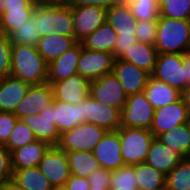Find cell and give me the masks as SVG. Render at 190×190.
I'll list each match as a JSON object with an SVG mask.
<instances>
[{
    "mask_svg": "<svg viewBox=\"0 0 190 190\" xmlns=\"http://www.w3.org/2000/svg\"><path fill=\"white\" fill-rule=\"evenodd\" d=\"M90 186L103 187L109 189L111 181V171L103 167L98 168L96 171L91 173L87 178Z\"/></svg>",
    "mask_w": 190,
    "mask_h": 190,
    "instance_id": "obj_44",
    "label": "cell"
},
{
    "mask_svg": "<svg viewBox=\"0 0 190 190\" xmlns=\"http://www.w3.org/2000/svg\"><path fill=\"white\" fill-rule=\"evenodd\" d=\"M38 2L36 0H4L0 17L2 34L8 36L32 17Z\"/></svg>",
    "mask_w": 190,
    "mask_h": 190,
    "instance_id": "obj_14",
    "label": "cell"
},
{
    "mask_svg": "<svg viewBox=\"0 0 190 190\" xmlns=\"http://www.w3.org/2000/svg\"><path fill=\"white\" fill-rule=\"evenodd\" d=\"M135 36L137 41L155 46L157 20L137 21Z\"/></svg>",
    "mask_w": 190,
    "mask_h": 190,
    "instance_id": "obj_40",
    "label": "cell"
},
{
    "mask_svg": "<svg viewBox=\"0 0 190 190\" xmlns=\"http://www.w3.org/2000/svg\"><path fill=\"white\" fill-rule=\"evenodd\" d=\"M81 52V42L65 51L56 60L48 64L47 82L64 80L78 73L77 63Z\"/></svg>",
    "mask_w": 190,
    "mask_h": 190,
    "instance_id": "obj_21",
    "label": "cell"
},
{
    "mask_svg": "<svg viewBox=\"0 0 190 190\" xmlns=\"http://www.w3.org/2000/svg\"><path fill=\"white\" fill-rule=\"evenodd\" d=\"M121 155L125 165H135L146 160L154 135L149 129L119 127Z\"/></svg>",
    "mask_w": 190,
    "mask_h": 190,
    "instance_id": "obj_4",
    "label": "cell"
},
{
    "mask_svg": "<svg viewBox=\"0 0 190 190\" xmlns=\"http://www.w3.org/2000/svg\"><path fill=\"white\" fill-rule=\"evenodd\" d=\"M51 145L42 140L17 148L11 152L12 169L37 167Z\"/></svg>",
    "mask_w": 190,
    "mask_h": 190,
    "instance_id": "obj_25",
    "label": "cell"
},
{
    "mask_svg": "<svg viewBox=\"0 0 190 190\" xmlns=\"http://www.w3.org/2000/svg\"><path fill=\"white\" fill-rule=\"evenodd\" d=\"M38 3L66 4L68 0H36Z\"/></svg>",
    "mask_w": 190,
    "mask_h": 190,
    "instance_id": "obj_51",
    "label": "cell"
},
{
    "mask_svg": "<svg viewBox=\"0 0 190 190\" xmlns=\"http://www.w3.org/2000/svg\"><path fill=\"white\" fill-rule=\"evenodd\" d=\"M3 5H4V0H0V17L3 13Z\"/></svg>",
    "mask_w": 190,
    "mask_h": 190,
    "instance_id": "obj_53",
    "label": "cell"
},
{
    "mask_svg": "<svg viewBox=\"0 0 190 190\" xmlns=\"http://www.w3.org/2000/svg\"><path fill=\"white\" fill-rule=\"evenodd\" d=\"M37 139L31 127L21 119L17 120L7 143L4 145L11 153L13 150L35 142Z\"/></svg>",
    "mask_w": 190,
    "mask_h": 190,
    "instance_id": "obj_36",
    "label": "cell"
},
{
    "mask_svg": "<svg viewBox=\"0 0 190 190\" xmlns=\"http://www.w3.org/2000/svg\"><path fill=\"white\" fill-rule=\"evenodd\" d=\"M107 9L95 6L72 7L73 32L77 42H81L106 22Z\"/></svg>",
    "mask_w": 190,
    "mask_h": 190,
    "instance_id": "obj_9",
    "label": "cell"
},
{
    "mask_svg": "<svg viewBox=\"0 0 190 190\" xmlns=\"http://www.w3.org/2000/svg\"><path fill=\"white\" fill-rule=\"evenodd\" d=\"M37 167L48 178L53 187H64L72 175L66 152L57 146H51L47 150Z\"/></svg>",
    "mask_w": 190,
    "mask_h": 190,
    "instance_id": "obj_12",
    "label": "cell"
},
{
    "mask_svg": "<svg viewBox=\"0 0 190 190\" xmlns=\"http://www.w3.org/2000/svg\"><path fill=\"white\" fill-rule=\"evenodd\" d=\"M17 116L12 112L0 113V144L5 145L17 123Z\"/></svg>",
    "mask_w": 190,
    "mask_h": 190,
    "instance_id": "obj_42",
    "label": "cell"
},
{
    "mask_svg": "<svg viewBox=\"0 0 190 190\" xmlns=\"http://www.w3.org/2000/svg\"><path fill=\"white\" fill-rule=\"evenodd\" d=\"M12 180L24 190H53V185L38 167L13 170Z\"/></svg>",
    "mask_w": 190,
    "mask_h": 190,
    "instance_id": "obj_30",
    "label": "cell"
},
{
    "mask_svg": "<svg viewBox=\"0 0 190 190\" xmlns=\"http://www.w3.org/2000/svg\"><path fill=\"white\" fill-rule=\"evenodd\" d=\"M154 109L172 104L181 99V92L150 75L143 90Z\"/></svg>",
    "mask_w": 190,
    "mask_h": 190,
    "instance_id": "obj_26",
    "label": "cell"
},
{
    "mask_svg": "<svg viewBox=\"0 0 190 190\" xmlns=\"http://www.w3.org/2000/svg\"><path fill=\"white\" fill-rule=\"evenodd\" d=\"M157 138L173 151L181 153L185 158L190 157V129L188 123L176 126Z\"/></svg>",
    "mask_w": 190,
    "mask_h": 190,
    "instance_id": "obj_31",
    "label": "cell"
},
{
    "mask_svg": "<svg viewBox=\"0 0 190 190\" xmlns=\"http://www.w3.org/2000/svg\"><path fill=\"white\" fill-rule=\"evenodd\" d=\"M157 57L158 51L154 45L137 41L130 48L126 49L119 59L132 63L151 74Z\"/></svg>",
    "mask_w": 190,
    "mask_h": 190,
    "instance_id": "obj_27",
    "label": "cell"
},
{
    "mask_svg": "<svg viewBox=\"0 0 190 190\" xmlns=\"http://www.w3.org/2000/svg\"><path fill=\"white\" fill-rule=\"evenodd\" d=\"M77 41L74 37H65L53 33L41 37L37 43V51L42 56L47 64H50L52 61L56 60L61 56L65 51L73 47Z\"/></svg>",
    "mask_w": 190,
    "mask_h": 190,
    "instance_id": "obj_28",
    "label": "cell"
},
{
    "mask_svg": "<svg viewBox=\"0 0 190 190\" xmlns=\"http://www.w3.org/2000/svg\"><path fill=\"white\" fill-rule=\"evenodd\" d=\"M112 73L128 96L143 92L151 75L146 70L119 58L114 61Z\"/></svg>",
    "mask_w": 190,
    "mask_h": 190,
    "instance_id": "obj_16",
    "label": "cell"
},
{
    "mask_svg": "<svg viewBox=\"0 0 190 190\" xmlns=\"http://www.w3.org/2000/svg\"><path fill=\"white\" fill-rule=\"evenodd\" d=\"M165 190H190V158H184L166 175Z\"/></svg>",
    "mask_w": 190,
    "mask_h": 190,
    "instance_id": "obj_34",
    "label": "cell"
},
{
    "mask_svg": "<svg viewBox=\"0 0 190 190\" xmlns=\"http://www.w3.org/2000/svg\"><path fill=\"white\" fill-rule=\"evenodd\" d=\"M92 154L107 170H116L125 166L121 155V144L117 131H107L101 141L95 146Z\"/></svg>",
    "mask_w": 190,
    "mask_h": 190,
    "instance_id": "obj_18",
    "label": "cell"
},
{
    "mask_svg": "<svg viewBox=\"0 0 190 190\" xmlns=\"http://www.w3.org/2000/svg\"><path fill=\"white\" fill-rule=\"evenodd\" d=\"M183 67L185 68V78L187 79V87L190 86V51L183 54Z\"/></svg>",
    "mask_w": 190,
    "mask_h": 190,
    "instance_id": "obj_48",
    "label": "cell"
},
{
    "mask_svg": "<svg viewBox=\"0 0 190 190\" xmlns=\"http://www.w3.org/2000/svg\"><path fill=\"white\" fill-rule=\"evenodd\" d=\"M66 157L71 174L78 177L88 178L91 173L101 167L92 152L89 151L66 152Z\"/></svg>",
    "mask_w": 190,
    "mask_h": 190,
    "instance_id": "obj_33",
    "label": "cell"
},
{
    "mask_svg": "<svg viewBox=\"0 0 190 190\" xmlns=\"http://www.w3.org/2000/svg\"><path fill=\"white\" fill-rule=\"evenodd\" d=\"M12 159L8 149L0 144V183L12 180Z\"/></svg>",
    "mask_w": 190,
    "mask_h": 190,
    "instance_id": "obj_43",
    "label": "cell"
},
{
    "mask_svg": "<svg viewBox=\"0 0 190 190\" xmlns=\"http://www.w3.org/2000/svg\"><path fill=\"white\" fill-rule=\"evenodd\" d=\"M181 98L183 99L184 104L186 105L189 115H190V86L186 87L181 92Z\"/></svg>",
    "mask_w": 190,
    "mask_h": 190,
    "instance_id": "obj_50",
    "label": "cell"
},
{
    "mask_svg": "<svg viewBox=\"0 0 190 190\" xmlns=\"http://www.w3.org/2000/svg\"><path fill=\"white\" fill-rule=\"evenodd\" d=\"M137 21L158 20L159 0H125Z\"/></svg>",
    "mask_w": 190,
    "mask_h": 190,
    "instance_id": "obj_39",
    "label": "cell"
},
{
    "mask_svg": "<svg viewBox=\"0 0 190 190\" xmlns=\"http://www.w3.org/2000/svg\"><path fill=\"white\" fill-rule=\"evenodd\" d=\"M11 47L8 36H0V78L11 73Z\"/></svg>",
    "mask_w": 190,
    "mask_h": 190,
    "instance_id": "obj_41",
    "label": "cell"
},
{
    "mask_svg": "<svg viewBox=\"0 0 190 190\" xmlns=\"http://www.w3.org/2000/svg\"><path fill=\"white\" fill-rule=\"evenodd\" d=\"M185 157L169 146L164 145L158 138L152 140L145 163L167 175Z\"/></svg>",
    "mask_w": 190,
    "mask_h": 190,
    "instance_id": "obj_20",
    "label": "cell"
},
{
    "mask_svg": "<svg viewBox=\"0 0 190 190\" xmlns=\"http://www.w3.org/2000/svg\"><path fill=\"white\" fill-rule=\"evenodd\" d=\"M53 190H66L64 187H54Z\"/></svg>",
    "mask_w": 190,
    "mask_h": 190,
    "instance_id": "obj_54",
    "label": "cell"
},
{
    "mask_svg": "<svg viewBox=\"0 0 190 190\" xmlns=\"http://www.w3.org/2000/svg\"><path fill=\"white\" fill-rule=\"evenodd\" d=\"M123 0H68L67 4L70 7L95 5L105 9L121 3Z\"/></svg>",
    "mask_w": 190,
    "mask_h": 190,
    "instance_id": "obj_45",
    "label": "cell"
},
{
    "mask_svg": "<svg viewBox=\"0 0 190 190\" xmlns=\"http://www.w3.org/2000/svg\"><path fill=\"white\" fill-rule=\"evenodd\" d=\"M8 38L11 44L37 46L41 36L37 26H35L34 17H30L24 24L11 32Z\"/></svg>",
    "mask_w": 190,
    "mask_h": 190,
    "instance_id": "obj_35",
    "label": "cell"
},
{
    "mask_svg": "<svg viewBox=\"0 0 190 190\" xmlns=\"http://www.w3.org/2000/svg\"><path fill=\"white\" fill-rule=\"evenodd\" d=\"M89 190H109V189H105L103 187H94V186H90Z\"/></svg>",
    "mask_w": 190,
    "mask_h": 190,
    "instance_id": "obj_52",
    "label": "cell"
},
{
    "mask_svg": "<svg viewBox=\"0 0 190 190\" xmlns=\"http://www.w3.org/2000/svg\"><path fill=\"white\" fill-rule=\"evenodd\" d=\"M138 190H165L166 175L145 162L133 165Z\"/></svg>",
    "mask_w": 190,
    "mask_h": 190,
    "instance_id": "obj_32",
    "label": "cell"
},
{
    "mask_svg": "<svg viewBox=\"0 0 190 190\" xmlns=\"http://www.w3.org/2000/svg\"><path fill=\"white\" fill-rule=\"evenodd\" d=\"M32 16L41 37L53 33L74 37L72 7L67 3H38Z\"/></svg>",
    "mask_w": 190,
    "mask_h": 190,
    "instance_id": "obj_2",
    "label": "cell"
},
{
    "mask_svg": "<svg viewBox=\"0 0 190 190\" xmlns=\"http://www.w3.org/2000/svg\"><path fill=\"white\" fill-rule=\"evenodd\" d=\"M117 33L106 21L81 41L84 49L110 52L114 55Z\"/></svg>",
    "mask_w": 190,
    "mask_h": 190,
    "instance_id": "obj_29",
    "label": "cell"
},
{
    "mask_svg": "<svg viewBox=\"0 0 190 190\" xmlns=\"http://www.w3.org/2000/svg\"><path fill=\"white\" fill-rule=\"evenodd\" d=\"M21 120L31 127L37 140L45 141L51 146L58 144L60 134L55 126L52 104L40 113L23 116Z\"/></svg>",
    "mask_w": 190,
    "mask_h": 190,
    "instance_id": "obj_19",
    "label": "cell"
},
{
    "mask_svg": "<svg viewBox=\"0 0 190 190\" xmlns=\"http://www.w3.org/2000/svg\"><path fill=\"white\" fill-rule=\"evenodd\" d=\"M130 189H138L134 166L125 165L116 170H112L109 190Z\"/></svg>",
    "mask_w": 190,
    "mask_h": 190,
    "instance_id": "obj_37",
    "label": "cell"
},
{
    "mask_svg": "<svg viewBox=\"0 0 190 190\" xmlns=\"http://www.w3.org/2000/svg\"><path fill=\"white\" fill-rule=\"evenodd\" d=\"M189 120L188 109L181 98L172 104L155 109L149 130L157 138L176 126L189 123Z\"/></svg>",
    "mask_w": 190,
    "mask_h": 190,
    "instance_id": "obj_10",
    "label": "cell"
},
{
    "mask_svg": "<svg viewBox=\"0 0 190 190\" xmlns=\"http://www.w3.org/2000/svg\"><path fill=\"white\" fill-rule=\"evenodd\" d=\"M29 87V84L12 75L0 78V112L14 113Z\"/></svg>",
    "mask_w": 190,
    "mask_h": 190,
    "instance_id": "obj_22",
    "label": "cell"
},
{
    "mask_svg": "<svg viewBox=\"0 0 190 190\" xmlns=\"http://www.w3.org/2000/svg\"><path fill=\"white\" fill-rule=\"evenodd\" d=\"M53 100V89L50 83L31 85L26 96L17 105L14 114L21 119L29 114L40 113L45 107L50 106Z\"/></svg>",
    "mask_w": 190,
    "mask_h": 190,
    "instance_id": "obj_17",
    "label": "cell"
},
{
    "mask_svg": "<svg viewBox=\"0 0 190 190\" xmlns=\"http://www.w3.org/2000/svg\"><path fill=\"white\" fill-rule=\"evenodd\" d=\"M190 45V20L158 17L155 48L158 54H184Z\"/></svg>",
    "mask_w": 190,
    "mask_h": 190,
    "instance_id": "obj_3",
    "label": "cell"
},
{
    "mask_svg": "<svg viewBox=\"0 0 190 190\" xmlns=\"http://www.w3.org/2000/svg\"><path fill=\"white\" fill-rule=\"evenodd\" d=\"M154 111L144 91L129 95L121 110L120 127L150 129Z\"/></svg>",
    "mask_w": 190,
    "mask_h": 190,
    "instance_id": "obj_6",
    "label": "cell"
},
{
    "mask_svg": "<svg viewBox=\"0 0 190 190\" xmlns=\"http://www.w3.org/2000/svg\"><path fill=\"white\" fill-rule=\"evenodd\" d=\"M0 190H24L19 185H17L13 180H9L0 183Z\"/></svg>",
    "mask_w": 190,
    "mask_h": 190,
    "instance_id": "obj_49",
    "label": "cell"
},
{
    "mask_svg": "<svg viewBox=\"0 0 190 190\" xmlns=\"http://www.w3.org/2000/svg\"><path fill=\"white\" fill-rule=\"evenodd\" d=\"M47 83L52 86L54 100L74 105L90 95L91 81L78 73L61 81Z\"/></svg>",
    "mask_w": 190,
    "mask_h": 190,
    "instance_id": "obj_15",
    "label": "cell"
},
{
    "mask_svg": "<svg viewBox=\"0 0 190 190\" xmlns=\"http://www.w3.org/2000/svg\"><path fill=\"white\" fill-rule=\"evenodd\" d=\"M90 96L97 101L118 108L124 107L128 95L113 73L106 74L101 78L91 81Z\"/></svg>",
    "mask_w": 190,
    "mask_h": 190,
    "instance_id": "obj_13",
    "label": "cell"
},
{
    "mask_svg": "<svg viewBox=\"0 0 190 190\" xmlns=\"http://www.w3.org/2000/svg\"><path fill=\"white\" fill-rule=\"evenodd\" d=\"M106 21L115 30L117 36L136 37L134 33L137 20L125 0L107 9Z\"/></svg>",
    "mask_w": 190,
    "mask_h": 190,
    "instance_id": "obj_24",
    "label": "cell"
},
{
    "mask_svg": "<svg viewBox=\"0 0 190 190\" xmlns=\"http://www.w3.org/2000/svg\"><path fill=\"white\" fill-rule=\"evenodd\" d=\"M106 132L104 128L97 125L82 123L71 130L61 133L56 146L64 152H92Z\"/></svg>",
    "mask_w": 190,
    "mask_h": 190,
    "instance_id": "obj_5",
    "label": "cell"
},
{
    "mask_svg": "<svg viewBox=\"0 0 190 190\" xmlns=\"http://www.w3.org/2000/svg\"><path fill=\"white\" fill-rule=\"evenodd\" d=\"M137 42L136 37H121L117 36L115 50H114V58H120L126 49L130 48L132 44Z\"/></svg>",
    "mask_w": 190,
    "mask_h": 190,
    "instance_id": "obj_47",
    "label": "cell"
},
{
    "mask_svg": "<svg viewBox=\"0 0 190 190\" xmlns=\"http://www.w3.org/2000/svg\"><path fill=\"white\" fill-rule=\"evenodd\" d=\"M151 76L182 92L187 87L183 54H158Z\"/></svg>",
    "mask_w": 190,
    "mask_h": 190,
    "instance_id": "obj_7",
    "label": "cell"
},
{
    "mask_svg": "<svg viewBox=\"0 0 190 190\" xmlns=\"http://www.w3.org/2000/svg\"><path fill=\"white\" fill-rule=\"evenodd\" d=\"M66 190H89L90 184L87 178L71 175L64 185Z\"/></svg>",
    "mask_w": 190,
    "mask_h": 190,
    "instance_id": "obj_46",
    "label": "cell"
},
{
    "mask_svg": "<svg viewBox=\"0 0 190 190\" xmlns=\"http://www.w3.org/2000/svg\"><path fill=\"white\" fill-rule=\"evenodd\" d=\"M52 105L55 126L59 134L84 123L83 101L73 105L53 100Z\"/></svg>",
    "mask_w": 190,
    "mask_h": 190,
    "instance_id": "obj_23",
    "label": "cell"
},
{
    "mask_svg": "<svg viewBox=\"0 0 190 190\" xmlns=\"http://www.w3.org/2000/svg\"><path fill=\"white\" fill-rule=\"evenodd\" d=\"M84 123L116 131L121 124V111L118 108L103 104L90 95L83 101Z\"/></svg>",
    "mask_w": 190,
    "mask_h": 190,
    "instance_id": "obj_11",
    "label": "cell"
},
{
    "mask_svg": "<svg viewBox=\"0 0 190 190\" xmlns=\"http://www.w3.org/2000/svg\"><path fill=\"white\" fill-rule=\"evenodd\" d=\"M10 75L30 86L41 85L47 82L48 64L39 54L36 46L12 44Z\"/></svg>",
    "mask_w": 190,
    "mask_h": 190,
    "instance_id": "obj_1",
    "label": "cell"
},
{
    "mask_svg": "<svg viewBox=\"0 0 190 190\" xmlns=\"http://www.w3.org/2000/svg\"><path fill=\"white\" fill-rule=\"evenodd\" d=\"M114 55L110 52L84 49L81 44V52L77 63L78 74L94 81L102 76L112 73Z\"/></svg>",
    "mask_w": 190,
    "mask_h": 190,
    "instance_id": "obj_8",
    "label": "cell"
},
{
    "mask_svg": "<svg viewBox=\"0 0 190 190\" xmlns=\"http://www.w3.org/2000/svg\"><path fill=\"white\" fill-rule=\"evenodd\" d=\"M159 16L190 20V0H159Z\"/></svg>",
    "mask_w": 190,
    "mask_h": 190,
    "instance_id": "obj_38",
    "label": "cell"
}]
</instances>
